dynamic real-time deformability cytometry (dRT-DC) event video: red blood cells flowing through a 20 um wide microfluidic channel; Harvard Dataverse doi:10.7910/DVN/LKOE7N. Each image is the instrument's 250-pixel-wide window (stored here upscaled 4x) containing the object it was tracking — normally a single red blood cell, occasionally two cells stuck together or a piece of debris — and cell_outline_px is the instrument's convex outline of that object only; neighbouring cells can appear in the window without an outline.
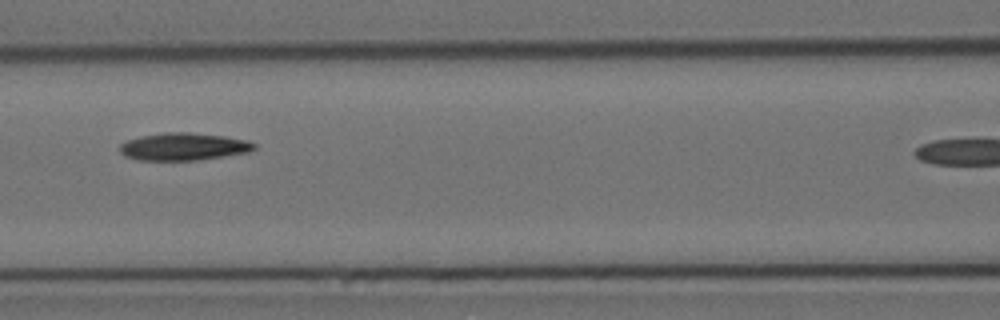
{"species": "Egyptian fruit bat (a non-hibernating species)", "species_latin": "Rousettus aegyptiacus", "temperature_condition": "cold", "stored_images_in_passage": 7, "camera_frame_rate_fps": 3000, "um_per_image_px": 0.085, "animal": {"sex": "female"}, "frame": {"image": 1, "passage_image": 6, "time_ms": 6.667, "image_size_px": [1000, 320], "cell_outline_px": [[256, 148], [248, 152], [196, 160], [140, 160], [124, 156], [120, 152], [120, 144], [128, 140], [140, 136], [168, 132], [188, 132], [224, 136], [248, 140], [256, 144]], "centroid_in_image_um": [15.6, 12.46], "position_along_channel_um": 151.0, "area_um2": 21.39}}